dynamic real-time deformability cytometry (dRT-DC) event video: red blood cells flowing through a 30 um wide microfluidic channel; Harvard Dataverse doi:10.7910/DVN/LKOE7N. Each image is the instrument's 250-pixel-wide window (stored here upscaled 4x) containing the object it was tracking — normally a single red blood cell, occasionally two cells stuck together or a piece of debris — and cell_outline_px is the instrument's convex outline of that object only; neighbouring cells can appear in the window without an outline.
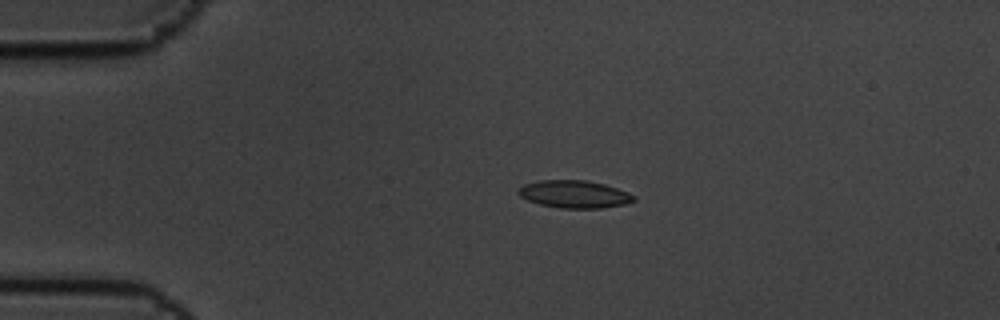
{"species": "common noctule bat (a hibernating species)", "species_latin": "Nyctalus noctula", "temperature_condition": "cold", "stored_images_in_passage": 5, "camera_frame_rate_fps": 3000, "um_per_image_px": 0.085, "animal": {"sex": "male", "body_mass_g": 19.5, "forearm_length_mm": 54.6}, "frame": {"image": 1, "passage_image": 3, "time_ms": 0.667, "image_size_px": [1000, 320], "cell_outline_px": [[636, 200], [624, 204], [600, 208], [560, 208], [540, 204], [528, 200], [520, 196], [516, 192], [524, 184], [540, 180], [584, 180], [604, 184], [628, 192], [636, 196]], "centroid_in_image_um": [48.82, 16.5], "position_along_channel_um": 36.2, "area_um2": 18.44}}
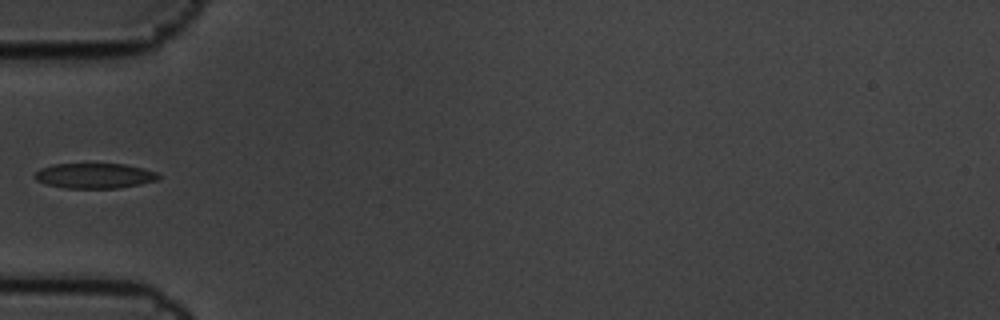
{"frame": {"image": 2, "passage_image": 5, "time_ms": 1.333, "image_size_px": [1000, 320], "cell_outline_px": [[160, 180], [140, 184], [116, 188], [64, 188], [44, 184], [36, 180], [32, 176], [40, 168], [52, 164], [124, 164], [144, 168], [156, 172], [160, 176]], "centroid_in_image_um": [8.02, 14.94], "position_along_channel_um": 77.0, "area_um2": 18.32}}